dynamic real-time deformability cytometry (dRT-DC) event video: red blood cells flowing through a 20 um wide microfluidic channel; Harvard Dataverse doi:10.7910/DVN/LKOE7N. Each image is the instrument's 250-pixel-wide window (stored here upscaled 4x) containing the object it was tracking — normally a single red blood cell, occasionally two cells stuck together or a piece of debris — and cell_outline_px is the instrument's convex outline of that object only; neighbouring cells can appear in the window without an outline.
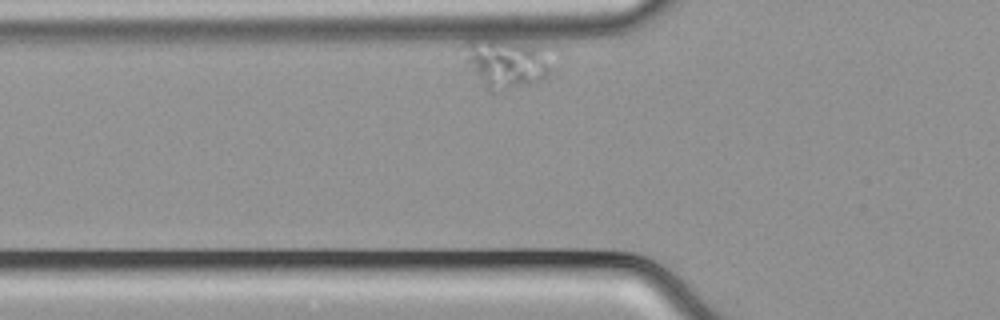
{"species": "common noctule bat (a hibernating species)", "species_latin": "Nyctalus noctula", "temperature_condition": "cold", "stored_images_in_passage": 34, "camera_frame_rate_fps": 3000, "um_per_image_px": 0.085, "animal": {"sex": "male", "body_mass_g": 21.5, "forearm_length_mm": 52.0}, "frame": {"image": 1, "passage_image": 2, "time_ms": 0.333, "image_size_px": [1000, 320], "cell_outline_px": [[552, 72], [548, 76], [532, 84], [508, 88], [488, 88], [484, 84], [464, 60], [464, 44], [472, 36], [500, 36], [540, 44]], "centroid_in_image_um": [43.0, 5.21], "position_along_channel_um": 82.8, "area_um2": 25.72}}
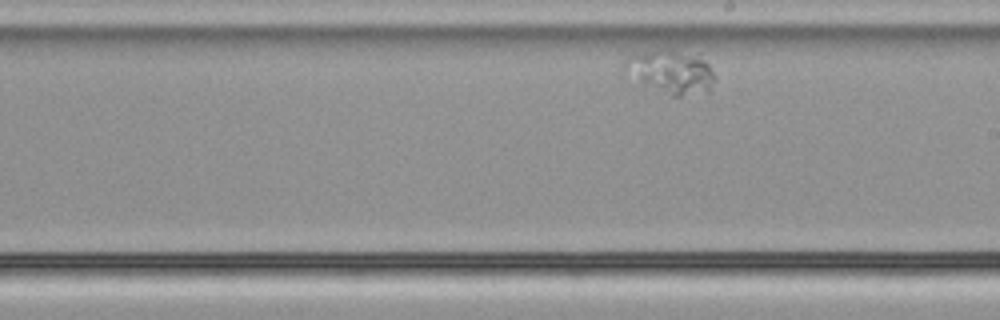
{"frame": {"image": 2, "passage_image": 20, "time_ms": 6.333, "image_size_px": [1000, 320], "cell_outline_px": [[712, 80], [708, 92], [680, 96], [672, 96], [640, 84], [632, 60], [636, 56], [644, 52], [664, 48], [704, 60], [708, 64], [712, 72]], "centroid_in_image_um": [57.2, 6.17], "position_along_channel_um": 231.8, "area_um2": 20.63}}
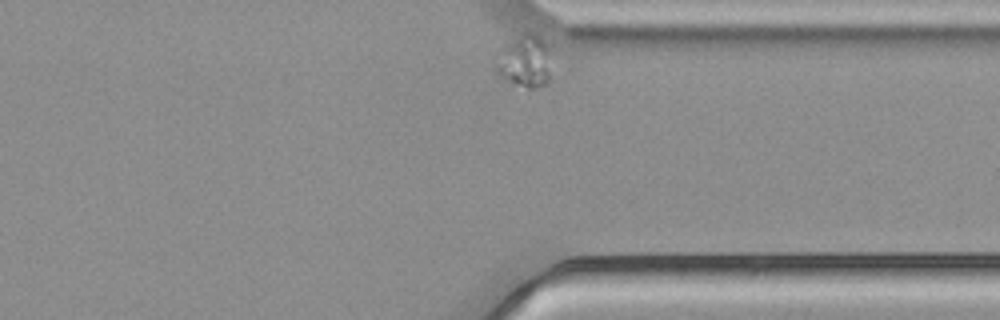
{"frame": {"image": 3, "passage_image": 34, "time_ms": 11.0, "image_size_px": [1000, 320], "cell_outline_px": [[552, 44], [548, 80], [544, 84], [532, 88], [528, 88], [504, 80], [496, 76], [492, 68], [492, 56], [504, 44], [524, 32], [536, 32], [544, 36]], "centroid_in_image_um": [44.54, 5.12], "position_along_channel_um": 366.9, "area_um2": 18.44}}